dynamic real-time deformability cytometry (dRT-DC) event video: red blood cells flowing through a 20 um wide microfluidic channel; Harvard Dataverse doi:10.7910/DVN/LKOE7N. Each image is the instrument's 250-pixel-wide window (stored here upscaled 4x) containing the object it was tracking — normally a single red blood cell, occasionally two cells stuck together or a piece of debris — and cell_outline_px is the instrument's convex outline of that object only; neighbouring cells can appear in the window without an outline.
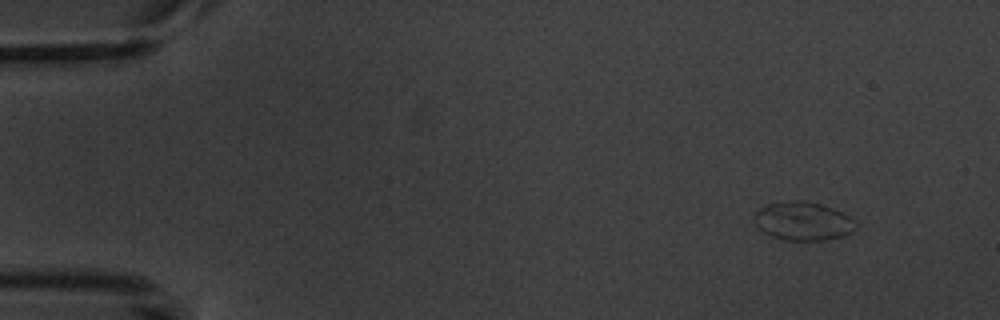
{"species": "common noctule bat (a hibernating species)", "species_latin": "Nyctalus noctula", "temperature_condition": "warm", "stored_images_in_passage": 3, "camera_frame_rate_fps": 3000, "um_per_image_px": 0.085, "animal": {"sex": "male", "body_mass_g": 20.1, "forearm_length_mm": 53.5}, "frame": {"image": 1, "passage_image": 1, "time_ms": 0.0, "image_size_px": [1000, 320], "cell_outline_px": [[856, 228], [852, 232], [840, 236], [824, 240], [788, 240], [772, 236], [764, 232], [756, 224], [756, 212], [760, 208], [768, 204], [796, 200], [804, 200], [820, 204], [840, 212], [848, 216], [856, 224]], "centroid_in_image_um": [68.26, 18.8], "position_along_channel_um": 16.7, "area_um2": 22.2}}